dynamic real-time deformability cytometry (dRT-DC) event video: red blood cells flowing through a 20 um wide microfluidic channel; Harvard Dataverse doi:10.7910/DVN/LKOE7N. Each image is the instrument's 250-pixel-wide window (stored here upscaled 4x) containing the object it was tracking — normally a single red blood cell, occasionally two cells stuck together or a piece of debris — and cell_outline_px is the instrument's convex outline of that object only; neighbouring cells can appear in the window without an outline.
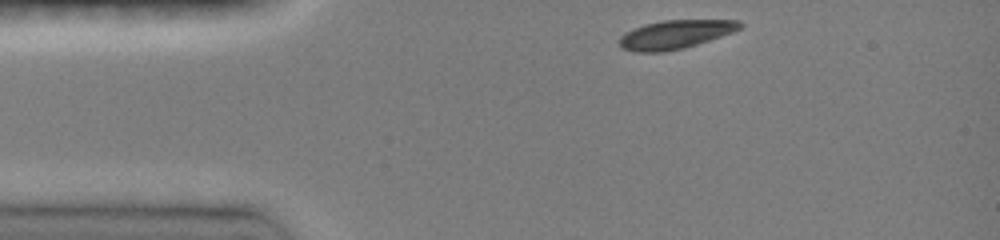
{"species": "common noctule bat (a hibernating species)", "species_latin": "Nyctalus noctula", "temperature_condition": "room temperature", "stored_images_in_passage": 14, "camera_frame_rate_fps": 3000, "um_per_image_px": 0.085, "animal": {"sex": "female", "body_mass_g": 19.0, "forearm_length_mm": 51.5}, "frame": {"image": 1, "passage_image": 1, "time_ms": 0.0, "image_size_px": [1000, 240], "cell_outline_px": [[744, 24], [740, 28], [732, 32], [684, 48], [664, 52], [636, 52], [620, 48], [620, 36], [624, 32], [632, 28], [644, 24], [664, 20], [740, 20]], "centroid_in_image_um": [57.36, 2.92], "position_along_channel_um": 27.6, "area_um2": 20.11}}
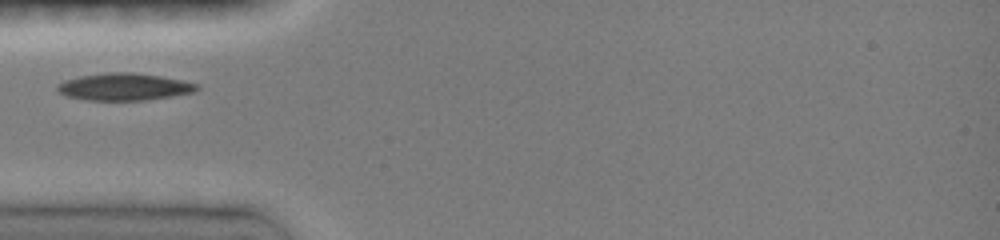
{"frame": {"image": 2, "passage_image": 5, "time_ms": 2.333, "image_size_px": [1000, 240], "cell_outline_px": [[200, 88], [196, 92], [172, 96], [144, 100], [88, 100], [68, 96], [60, 92], [56, 88], [56, 84], [64, 80], [80, 76], [108, 72], [132, 72], [160, 76], [180, 80], [196, 84]], "centroid_in_image_um": [10.55, 7.37], "position_along_channel_um": 74.5, "area_um2": 21.96}}
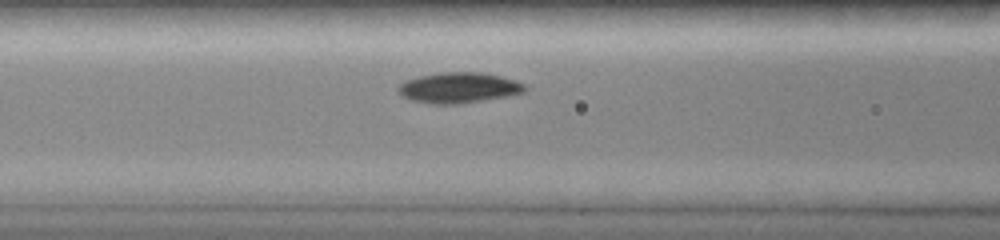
{"frame": {"image": 3, "passage_image": 8, "time_ms": 3.667, "image_size_px": [1000, 240], "cell_outline_px": [[528, 88], [524, 92], [508, 96], [460, 104], [432, 104], [412, 100], [404, 96], [396, 88], [404, 80], [420, 76], [440, 72], [484, 72], [516, 80], [524, 84]], "centroid_in_image_um": [39.02, 7.45], "position_along_channel_um": 127.6, "area_um2": 22.66}}